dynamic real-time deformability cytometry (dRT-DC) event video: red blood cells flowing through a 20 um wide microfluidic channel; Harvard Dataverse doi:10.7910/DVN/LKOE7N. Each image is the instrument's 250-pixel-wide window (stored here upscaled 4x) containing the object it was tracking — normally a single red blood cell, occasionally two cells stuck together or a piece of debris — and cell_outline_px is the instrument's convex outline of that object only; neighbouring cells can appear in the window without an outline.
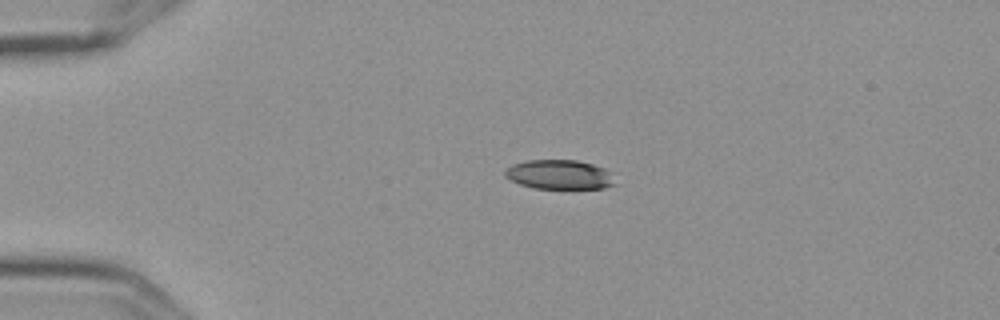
{"species": "Egyptian fruit bat (a non-hibernating species)", "species_latin": "Rousettus aegyptiacus", "temperature_condition": "cold", "stored_images_in_passage": 6, "camera_frame_rate_fps": 3000, "um_per_image_px": 0.085, "frame": {"image": 1, "passage_image": 4, "time_ms": 1.0, "image_size_px": [1000, 320], "cell_outline_px": [[616, 184], [604, 188], [572, 192], [536, 188], [520, 184], [504, 176], [504, 172], [508, 168], [516, 164], [528, 160], [576, 160], [592, 164], [604, 168], [608, 172]], "centroid_in_image_um": [47.6, 14.9], "position_along_channel_um": 37.4, "area_um2": 19.42}}
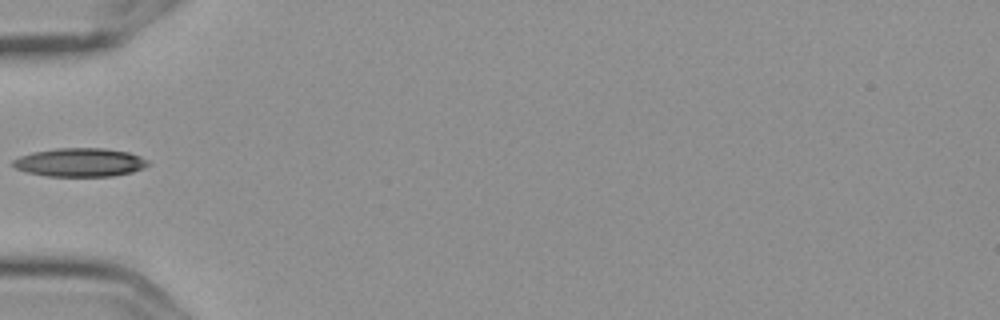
{"frame": {"image": 2, "passage_image": 6, "time_ms": 1.667, "image_size_px": [1000, 320], "cell_outline_px": [[148, 164], [144, 168], [132, 172], [112, 176], [44, 176], [28, 172], [16, 168], [12, 164], [12, 160], [20, 156], [32, 152], [56, 148], [104, 148], [128, 152], [140, 156], [148, 160]], "centroid_in_image_um": [6.79, 13.8], "position_along_channel_um": 78.2, "area_um2": 22.48}}